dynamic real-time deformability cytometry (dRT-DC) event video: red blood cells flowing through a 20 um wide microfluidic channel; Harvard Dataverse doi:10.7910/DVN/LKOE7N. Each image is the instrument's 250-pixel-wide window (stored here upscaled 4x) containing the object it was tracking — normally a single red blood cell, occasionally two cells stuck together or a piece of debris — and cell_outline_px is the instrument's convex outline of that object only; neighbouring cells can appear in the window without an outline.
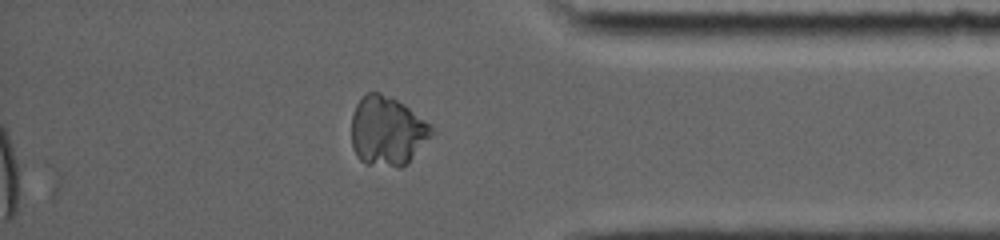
{"species": "common noctule bat (a hibernating species)", "species_latin": "Nyctalus noctula", "temperature_condition": "room temperature", "stored_images_in_passage": 30, "segment_of_instrument_passage": [2, 2], "camera_frame_rate_fps": 5000, "um_per_image_px": 0.085, "animal": {"sex": "female", "body_mass_g": 19.0, "forearm_length_mm": 56.7}, "frame": {"image": 1, "passage_image": 30, "time_ms": 15.6, "image_size_px": [1000, 240], "cell_outline_px": [[436, 132], [408, 164], [400, 168], [396, 168], [364, 164], [356, 156], [352, 148], [352, 116], [356, 104], [368, 92], [380, 92], [392, 96], [404, 104], [424, 120]], "centroid_in_image_um": [32.92, 11.17], "position_along_channel_um": 402.3, "area_um2": 32.83}}